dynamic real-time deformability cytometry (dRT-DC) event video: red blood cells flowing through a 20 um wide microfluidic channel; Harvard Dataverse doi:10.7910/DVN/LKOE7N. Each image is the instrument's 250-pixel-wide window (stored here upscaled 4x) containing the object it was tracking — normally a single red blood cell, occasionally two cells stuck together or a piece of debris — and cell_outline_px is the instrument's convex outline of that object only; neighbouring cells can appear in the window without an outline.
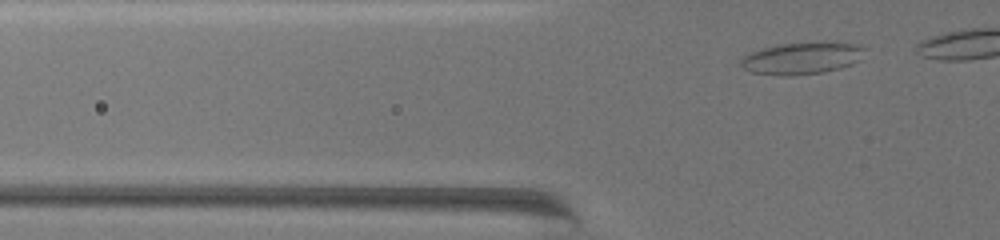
{"species": "common noctule bat (a hibernating species)", "species_latin": "Nyctalus noctula", "temperature_condition": "warm", "stored_images_in_passage": 13, "camera_frame_rate_fps": 3000, "um_per_image_px": 0.085, "animal": {"sex": "female", "body_mass_g": 19.5, "forearm_length_mm": 54.1}, "frame": {"image": 1, "passage_image": 3, "time_ms": 0.667, "image_size_px": [1000, 240], "cell_outline_px": [[864, 48], [860, 60], [852, 64], [840, 68], [824, 72], [788, 76], [780, 76], [752, 72], [740, 68], [740, 60], [744, 56], [760, 48], [780, 44], [828, 40], [836, 40], [860, 44]], "centroid_in_image_um": [68.19, 4.92], "position_along_channel_um": 57.6, "area_um2": 23.81}}
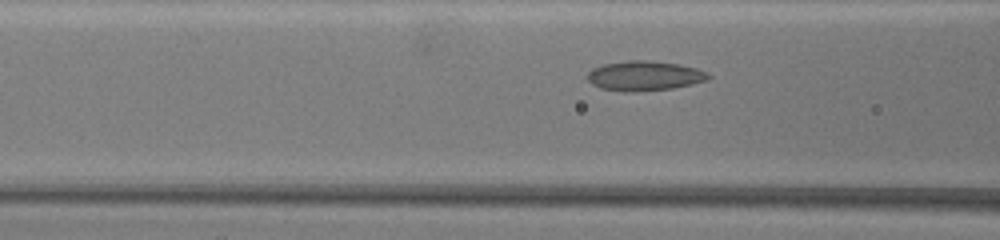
{"frame": {"image": 2, "passage_image": 10, "time_ms": 3.0, "image_size_px": [1000, 240], "cell_outline_px": [[712, 76], [708, 80], [692, 84], [672, 88], [632, 92], [624, 92], [600, 88], [592, 84], [588, 80], [588, 72], [592, 68], [604, 64], [628, 60], [644, 60], [680, 64], [696, 68], [708, 72]], "centroid_in_image_um": [54.79, 6.44], "position_along_channel_um": 111.8, "area_um2": 21.04}}